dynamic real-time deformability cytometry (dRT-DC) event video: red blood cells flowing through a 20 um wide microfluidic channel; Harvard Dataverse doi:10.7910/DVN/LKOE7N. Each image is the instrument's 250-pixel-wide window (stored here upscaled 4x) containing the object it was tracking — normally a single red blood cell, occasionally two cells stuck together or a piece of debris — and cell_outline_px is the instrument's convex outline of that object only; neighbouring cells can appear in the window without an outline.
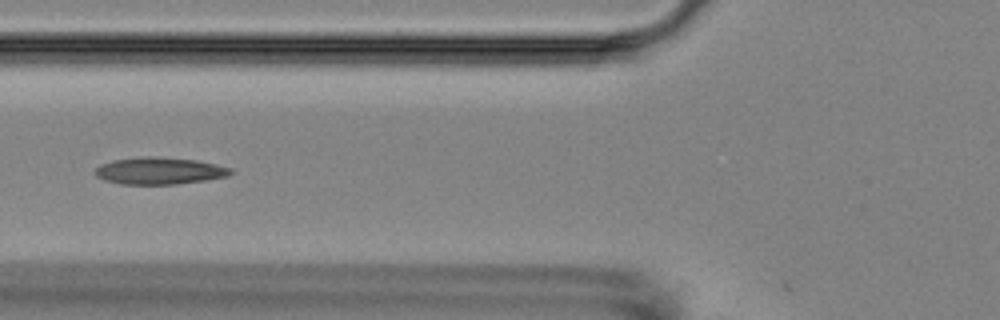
{"species": "Egyptian fruit bat (a non-hibernating species)", "species_latin": "Rousettus aegyptiacus", "temperature_condition": "room temperature", "stored_images_in_passage": 17, "camera_frame_rate_fps": 3000, "um_per_image_px": 0.085, "animal": {"sex": "female"}, "frame": {"image": 1, "passage_image": 7, "time_ms": 6.667, "image_size_px": [1000, 320], "cell_outline_px": [[236, 172], [228, 176], [204, 180], [176, 184], [120, 184], [104, 180], [96, 176], [92, 172], [100, 164], [112, 160], [148, 156], [156, 156], [196, 160], [216, 164], [232, 168]], "centroid_in_image_um": [13.55, 14.52], "position_along_channel_um": 112.3, "area_um2": 21.5}}
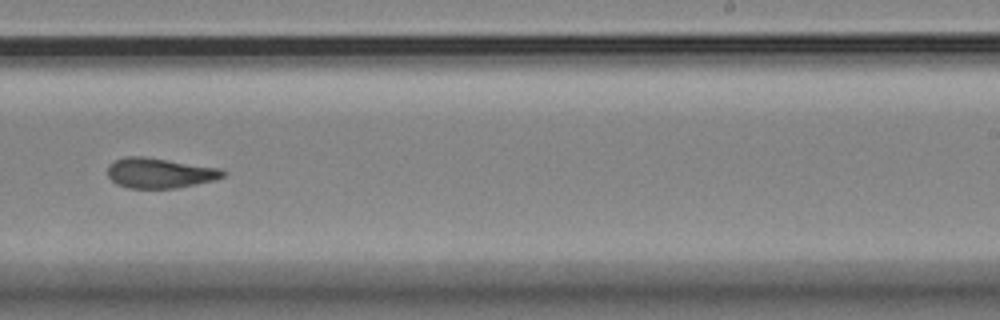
{"frame": {"image": 2, "passage_image": 11, "time_ms": 11.333, "image_size_px": [1000, 320], "cell_outline_px": [[228, 172], [224, 176], [216, 180], [176, 188], [128, 188], [116, 184], [108, 176], [108, 164], [124, 156], [144, 156], [224, 168]], "centroid_in_image_um": [13.62, 14.69], "position_along_channel_um": 275.4, "area_um2": 20.63}}
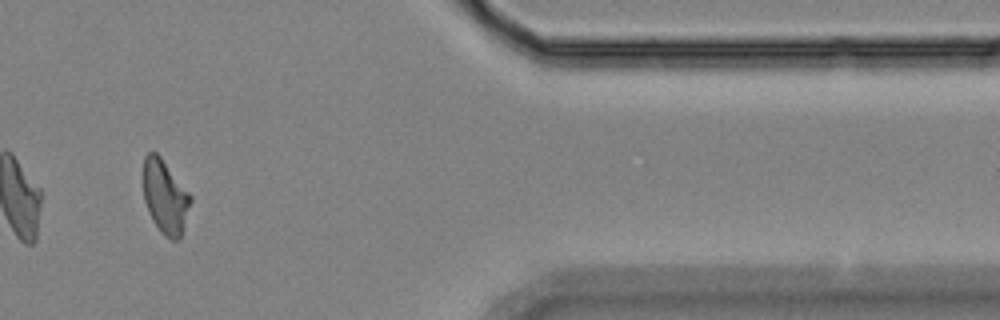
{"frame": {"image": 3, "passage_image": 15, "time_ms": 15.667, "image_size_px": [1000, 320], "cell_outline_px": [[192, 200], [180, 236], [176, 240], [172, 240], [164, 236], [160, 232], [152, 220], [148, 212], [144, 200], [144, 156], [148, 152], [156, 152], [160, 156], [192, 196]], "centroid_in_image_um": [14.03, 16.73], "position_along_channel_um": 397.4, "area_um2": 20.11}}